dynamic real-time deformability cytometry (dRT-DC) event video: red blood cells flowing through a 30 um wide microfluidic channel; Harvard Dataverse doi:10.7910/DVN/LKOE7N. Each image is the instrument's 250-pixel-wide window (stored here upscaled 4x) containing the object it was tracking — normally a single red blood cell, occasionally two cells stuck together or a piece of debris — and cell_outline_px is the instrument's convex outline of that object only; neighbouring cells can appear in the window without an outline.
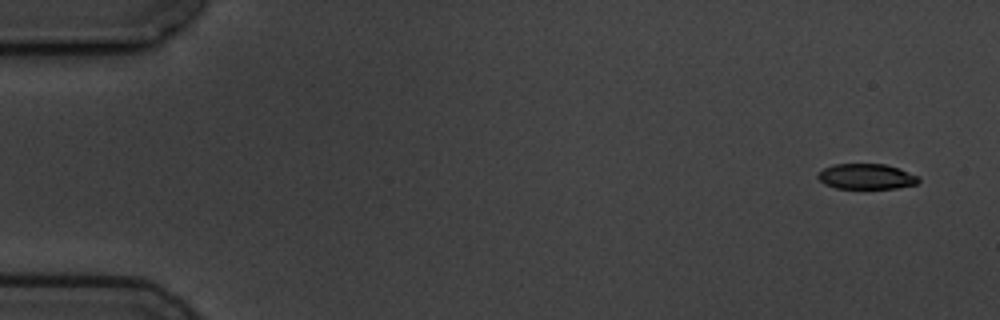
{"species": "common noctule bat (a hibernating species)", "species_latin": "Nyctalus noctula", "temperature_condition": "cold", "stored_images_in_passage": 5, "camera_frame_rate_fps": 3000, "um_per_image_px": 0.085, "animal": {"sex": "male", "body_mass_g": 19.5, "forearm_length_mm": 54.6}, "frame": {"image": 1, "passage_image": 1, "time_ms": 0.0, "image_size_px": [1000, 320], "cell_outline_px": [[920, 180], [916, 184], [896, 188], [836, 188], [824, 184], [816, 176], [816, 172], [824, 168], [836, 164], [884, 164], [900, 168], [920, 176]], "centroid_in_image_um": [73.64, 15.0], "position_along_channel_um": 11.4, "area_um2": 15.03}}
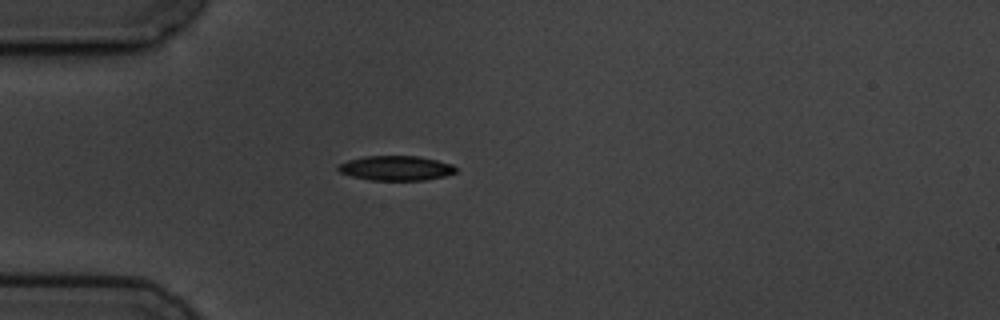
{"frame": {"image": 2, "passage_image": 5, "time_ms": 4.333, "image_size_px": [1000, 320], "cell_outline_px": [[456, 172], [444, 176], [424, 180], [372, 180], [352, 176], [340, 172], [336, 168], [340, 164], [348, 160], [364, 156], [420, 156], [452, 164], [456, 168]], "centroid_in_image_um": [33.66, 14.28], "position_along_channel_um": 51.3, "area_um2": 16.82}}